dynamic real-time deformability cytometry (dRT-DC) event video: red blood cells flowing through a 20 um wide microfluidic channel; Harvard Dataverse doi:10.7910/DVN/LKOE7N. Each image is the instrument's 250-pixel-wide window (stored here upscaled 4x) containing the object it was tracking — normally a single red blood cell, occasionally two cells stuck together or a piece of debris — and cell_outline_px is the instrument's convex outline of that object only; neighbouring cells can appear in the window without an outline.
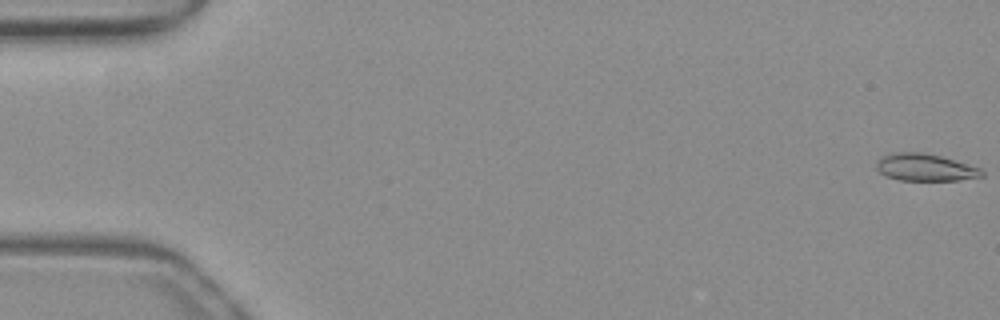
{"species": "common noctule bat (a hibernating species)", "species_latin": "Nyctalus noctula", "temperature_condition": "warm", "stored_images_in_passage": 52, "camera_frame_rate_fps": 3000, "um_per_image_px": 0.085, "animal": {"sex": "female", "body_mass_g": 19.3, "forearm_length_mm": 54.1}, "frame": {"image": 1, "passage_image": 1, "time_ms": 0.0, "image_size_px": [1000, 320], "cell_outline_px": [[984, 176], [960, 180], [900, 180], [888, 176], [880, 172], [876, 168], [876, 160], [880, 156], [896, 152], [924, 152], [940, 156], [980, 168], [984, 172]], "centroid_in_image_um": [78.61, 14.22], "position_along_channel_um": 6.4, "area_um2": 16.65}}
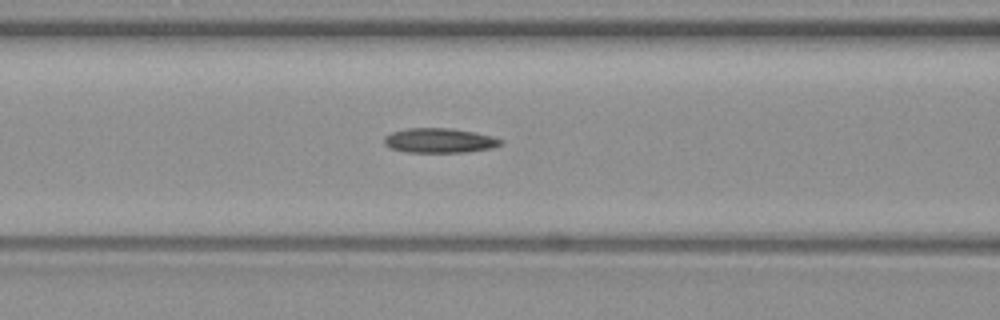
{"frame": {"image": 2, "passage_image": 22, "time_ms": 7.0, "image_size_px": [1000, 320], "cell_outline_px": [[504, 144], [492, 148], [468, 152], [408, 152], [392, 148], [384, 144], [384, 136], [392, 132], [408, 128], [452, 128], [492, 136], [504, 140]], "centroid_in_image_um": [37.39, 11.94], "position_along_channel_um": 129.2, "area_um2": 16.76}}
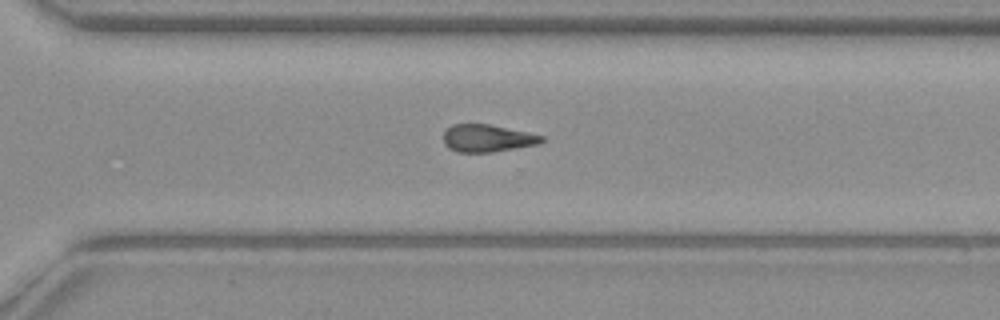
{"frame": {"image": 3, "passage_image": 37, "time_ms": 12.0, "image_size_px": [1000, 320], "cell_outline_px": [[544, 140], [540, 144], [492, 152], [456, 152], [448, 148], [444, 144], [444, 132], [452, 124], [488, 124], [544, 136]], "centroid_in_image_um": [41.41, 11.76], "position_along_channel_um": 329.2, "area_um2": 15.61}}